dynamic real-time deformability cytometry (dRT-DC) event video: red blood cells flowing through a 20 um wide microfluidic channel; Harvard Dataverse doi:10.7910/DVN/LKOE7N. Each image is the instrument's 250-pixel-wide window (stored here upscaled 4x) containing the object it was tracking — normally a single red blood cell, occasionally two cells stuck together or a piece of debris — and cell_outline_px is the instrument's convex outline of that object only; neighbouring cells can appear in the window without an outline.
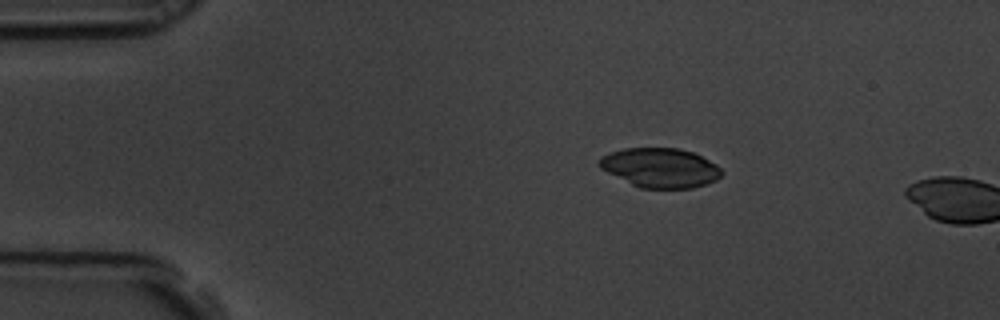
{"species": "common noctule bat (a hibernating species)", "species_latin": "Nyctalus noctula", "temperature_condition": "room temperature", "stored_images_in_passage": 3, "camera_frame_rate_fps": 3000, "um_per_image_px": 0.085, "animal": {"sex": "male", "body_mass_g": 19.5, "forearm_length_mm": 54.6}, "frame": {"image": 1, "passage_image": 1, "time_ms": 0.0, "image_size_px": [1000, 320], "cell_outline_px": [[724, 172], [716, 180], [692, 188], [640, 188], [600, 168], [596, 164], [600, 156], [624, 148], [680, 148], [692, 152], [716, 164]], "centroid_in_image_um": [56.11, 14.25], "position_along_channel_um": 28.9, "area_um2": 27.98}}